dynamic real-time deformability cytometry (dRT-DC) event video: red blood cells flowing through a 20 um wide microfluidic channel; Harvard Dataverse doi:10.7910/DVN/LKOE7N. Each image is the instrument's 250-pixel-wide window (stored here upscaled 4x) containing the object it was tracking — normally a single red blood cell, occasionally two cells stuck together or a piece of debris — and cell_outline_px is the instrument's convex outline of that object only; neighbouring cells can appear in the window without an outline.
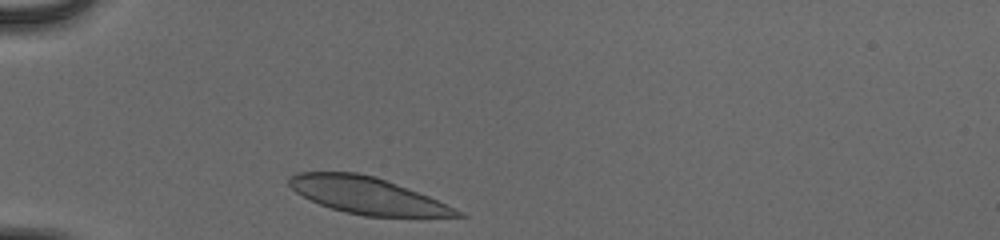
{"species": "human", "species_latin": "Homo sapiens", "temperature_condition": "cold", "stored_images_in_passage": 29, "camera_frame_rate_fps": 3000, "um_per_image_px": 0.085, "donor": {"sex": "male"}, "frame": {"image": 1, "passage_image": 1, "time_ms": 0.0, "image_size_px": [1000, 240], "cell_outline_px": [[468, 216], [364, 216], [344, 212], [320, 204], [296, 192], [288, 184], [288, 176], [296, 172], [356, 172], [376, 176], [428, 196], [464, 212]], "centroid_in_image_um": [31.19, 16.6], "position_along_channel_um": 53.8, "area_um2": 35.6}}
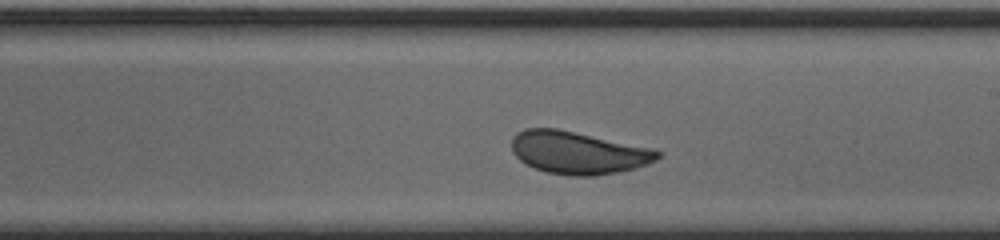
{"frame": {"image": 2, "passage_image": 17, "time_ms": 5.333, "image_size_px": [1000, 240], "cell_outline_px": [[660, 156], [656, 160], [648, 164], [636, 168], [596, 176], [572, 176], [548, 172], [536, 168], [520, 160], [512, 152], [512, 136], [516, 132], [524, 128], [556, 128], [656, 148], [660, 152]], "centroid_in_image_um": [49.17, 12.96], "position_along_channel_um": 239.8, "area_um2": 36.41}}
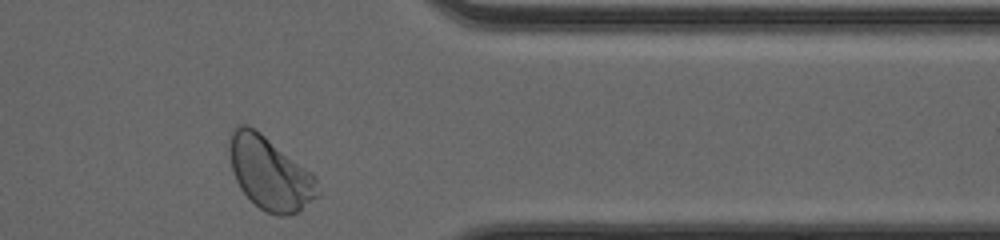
{"frame": {"image": 3, "passage_image": 29, "time_ms": 9.333, "image_size_px": [1000, 240], "cell_outline_px": [[320, 196], [296, 212], [288, 216], [280, 216], [268, 212], [260, 208], [240, 188], [236, 180], [232, 168], [228, 152], [232, 128], [236, 124], [244, 124], [260, 132], [312, 172], [316, 176], [320, 192]], "centroid_in_image_um": [22.95, 14.72], "position_along_channel_um": 388.4, "area_um2": 37.4}, "authors_computed_cell_mechanics": {"area_um2": 36.125, "velocity_mm_per_s": 3.8996, "shape_relaxation_time_tau1_ms": 3.5203, "shape_relaxation_time_tau2_ms": null, "deformation_change_tau1": 0.1181, "deformation_change_tau2": null}}